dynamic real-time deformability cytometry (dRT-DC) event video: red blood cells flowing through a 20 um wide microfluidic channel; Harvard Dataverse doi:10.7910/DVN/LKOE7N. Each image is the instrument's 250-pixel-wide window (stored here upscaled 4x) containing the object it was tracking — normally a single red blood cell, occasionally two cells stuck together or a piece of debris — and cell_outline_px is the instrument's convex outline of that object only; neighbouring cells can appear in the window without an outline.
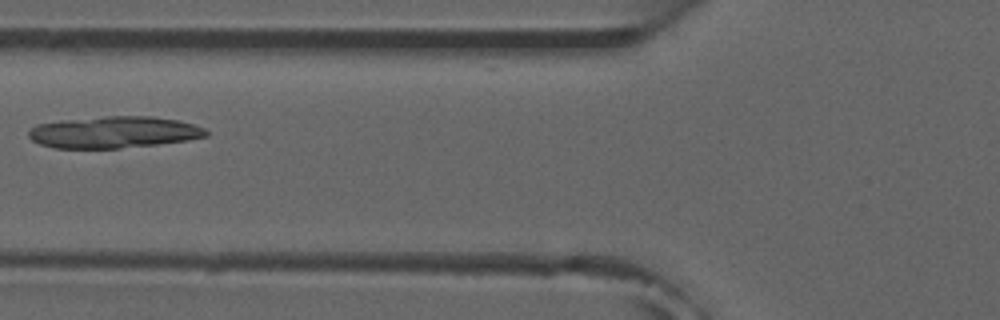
{"species": "common noctule bat (a hibernating species)", "species_latin": "Nyctalus noctula", "temperature_condition": "room temperature", "stored_images_in_passage": 3, "camera_frame_rate_fps": 3000, "um_per_image_px": 0.085, "animal": {"sex": "male", "forearm_length_mm": 52.5}, "frame": {"image": 1, "passage_image": 2, "time_ms": 1.333, "image_size_px": [1000, 320], "cell_outline_px": [[208, 136], [188, 140], [156, 144], [120, 148], [56, 148], [40, 144], [32, 140], [28, 136], [28, 132], [36, 124], [60, 120], [108, 116], [152, 116], [176, 120], [192, 124], [204, 128], [208, 132]], "centroid_in_image_um": [9.66, 11.23], "position_along_channel_um": 116.1, "area_um2": 32.66}}
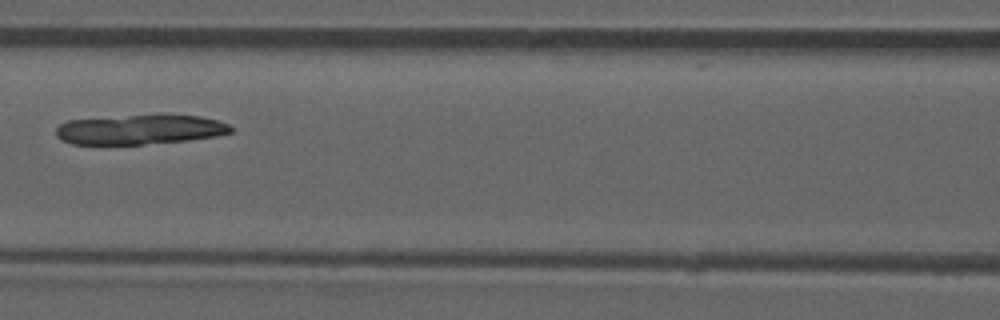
{"frame": {"image": 2, "passage_image": 3, "time_ms": 2.333, "image_size_px": [1000, 320], "cell_outline_px": [[232, 132], [216, 136], [184, 140], [144, 144], [72, 144], [60, 140], [56, 136], [56, 128], [60, 124], [68, 120], [156, 112], [164, 112], [200, 116], [216, 120], [228, 124], [232, 128]], "centroid_in_image_um": [11.88, 10.96], "position_along_channel_um": 154.7, "area_um2": 31.21}}